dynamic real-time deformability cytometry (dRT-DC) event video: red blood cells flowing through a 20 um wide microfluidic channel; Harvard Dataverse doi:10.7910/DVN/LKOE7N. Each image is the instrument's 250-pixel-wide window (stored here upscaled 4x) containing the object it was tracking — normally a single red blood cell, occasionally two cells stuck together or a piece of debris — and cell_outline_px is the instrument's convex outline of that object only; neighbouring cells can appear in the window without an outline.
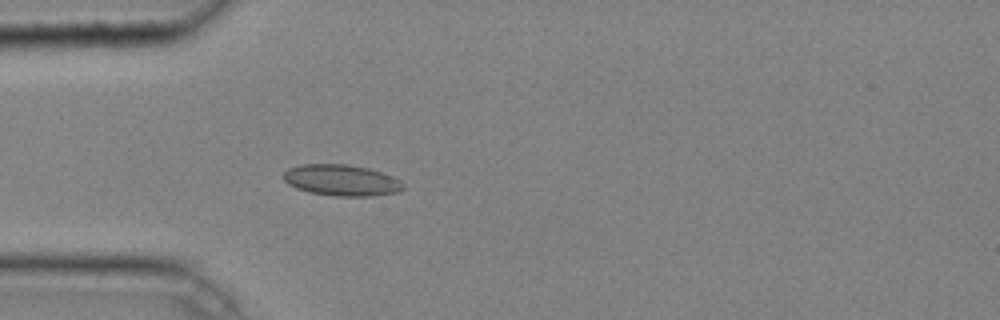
{"species": "common noctule bat (a hibernating species)", "species_latin": "Nyctalus noctula", "temperature_condition": "cold", "stored_images_in_passage": 4, "camera_frame_rate_fps": 3000, "um_per_image_px": 0.085, "animal": {"sex": "male", "body_mass_g": 20.4}, "frame": {"image": 1, "passage_image": 4, "time_ms": 1.0, "image_size_px": [1000, 320], "cell_outline_px": [[404, 188], [400, 192], [372, 196], [336, 196], [308, 192], [296, 188], [288, 184], [284, 180], [284, 172], [288, 168], [300, 164], [348, 164], [368, 168], [392, 176], [400, 180], [404, 184]], "centroid_in_image_um": [29.03, 15.32], "position_along_channel_um": 56.0, "area_um2": 21.91}}